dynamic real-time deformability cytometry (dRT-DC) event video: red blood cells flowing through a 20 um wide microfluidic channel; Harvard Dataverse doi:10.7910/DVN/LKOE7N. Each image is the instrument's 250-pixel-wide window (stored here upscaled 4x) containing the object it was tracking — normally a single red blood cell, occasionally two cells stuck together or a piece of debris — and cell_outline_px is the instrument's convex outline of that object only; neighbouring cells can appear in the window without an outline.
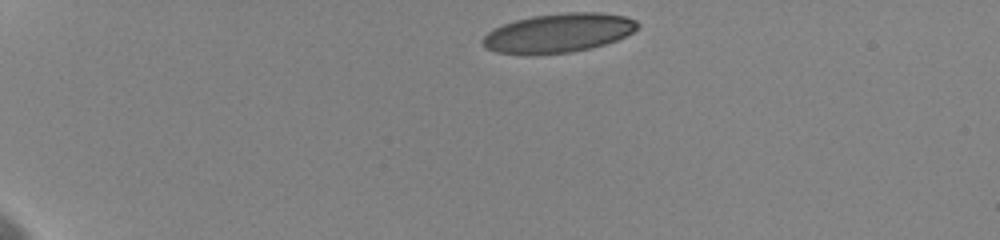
{"species": "human", "species_latin": "Homo sapiens", "temperature_condition": "cold", "stored_images_in_passage": 5, "camera_frame_rate_fps": 3000, "um_per_image_px": 0.085, "donor": {"sex": "female"}, "frame": {"image": 1, "passage_image": 1, "time_ms": 0.0, "image_size_px": [1000, 240], "cell_outline_px": [[640, 24], [632, 32], [616, 40], [604, 44], [588, 48], [568, 52], [496, 52], [484, 48], [480, 44], [480, 40], [488, 32], [504, 24], [516, 20], [532, 16], [568, 12], [600, 12], [624, 16], [636, 20]], "centroid_in_image_um": [47.47, 2.76], "position_along_channel_um": 37.5, "area_um2": 34.33}}